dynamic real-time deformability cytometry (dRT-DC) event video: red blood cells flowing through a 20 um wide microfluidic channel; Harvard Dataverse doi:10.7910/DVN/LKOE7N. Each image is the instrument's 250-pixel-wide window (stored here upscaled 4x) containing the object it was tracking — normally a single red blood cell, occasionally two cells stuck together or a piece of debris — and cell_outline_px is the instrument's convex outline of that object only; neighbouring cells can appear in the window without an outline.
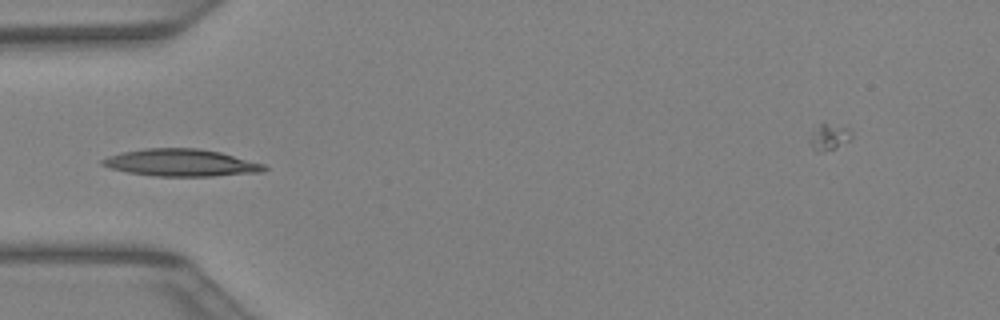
{"species": "Egyptian fruit bat (a non-hibernating species)", "species_latin": "Rousettus aegyptiacus", "temperature_condition": "warm", "stored_images_in_passage": 30, "camera_frame_rate_fps": 3000, "um_per_image_px": 0.085, "animal": {"sex": "female"}, "frame": {"image": 1, "passage_image": 1, "time_ms": 0.0, "image_size_px": [1000, 320], "cell_outline_px": [[268, 168], [264, 172], [212, 176], [156, 176], [128, 172], [112, 168], [100, 164], [100, 160], [108, 156], [120, 152], [144, 148], [196, 148], [220, 152], [264, 164]], "centroid_in_image_um": [15.38, 13.83], "position_along_channel_um": 69.6, "area_um2": 25.61}}
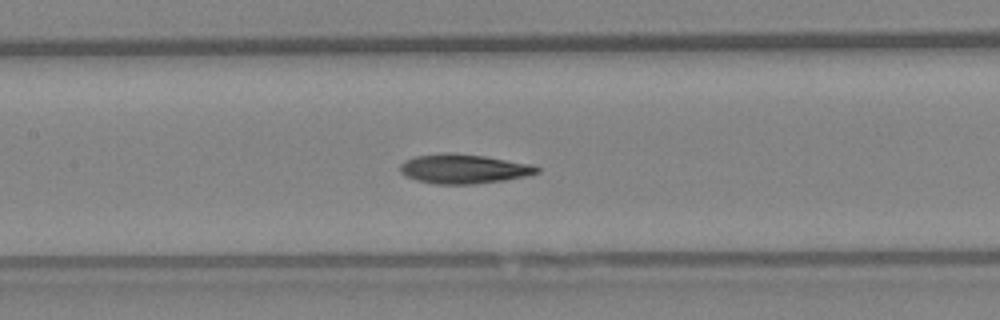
{"frame": {"image": 2, "passage_image": 7, "time_ms": 2.0, "image_size_px": [1000, 320], "cell_outline_px": [[540, 172], [524, 176], [504, 180], [472, 184], [436, 184], [416, 180], [404, 176], [400, 172], [400, 164], [404, 160], [416, 156], [444, 152], [448, 152], [484, 156], [532, 164], [540, 168]], "centroid_in_image_um": [39.37, 14.35], "position_along_channel_um": 168.0, "area_um2": 23.47}}
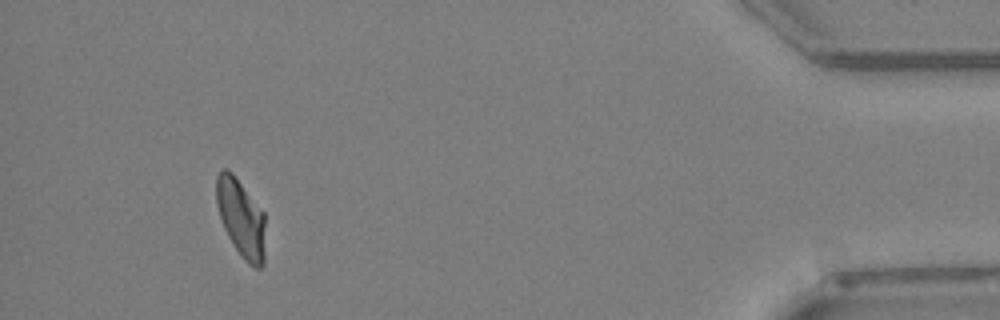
{"frame": {"image": 3, "passage_image": 26, "time_ms": 8.333, "image_size_px": [1000, 320], "cell_outline_px": [[264, 268], [252, 268], [244, 260], [232, 244], [224, 228], [216, 204], [216, 176], [224, 168], [228, 168], [232, 172], [264, 212]], "centroid_in_image_um": [20.49, 18.56], "position_along_channel_um": 414.7, "area_um2": 22.37}}